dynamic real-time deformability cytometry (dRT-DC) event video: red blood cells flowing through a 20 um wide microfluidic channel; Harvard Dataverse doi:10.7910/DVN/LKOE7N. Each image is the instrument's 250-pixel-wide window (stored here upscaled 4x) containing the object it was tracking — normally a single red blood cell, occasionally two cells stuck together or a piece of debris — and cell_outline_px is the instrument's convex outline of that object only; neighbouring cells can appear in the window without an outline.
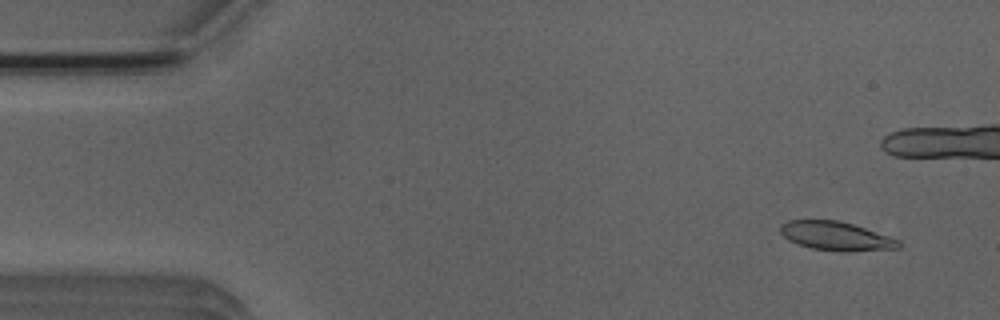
{"species": "Egyptian fruit bat (a non-hibernating species)", "species_latin": "Rousettus aegyptiacus", "temperature_condition": "room temperature", "stored_images_in_passage": 6, "camera_frame_rate_fps": 3000, "um_per_image_px": 0.085, "animal": {"sex": "male"}, "frame": {"image": 1, "passage_image": 1, "time_ms": 0.0, "image_size_px": [1000, 320], "cell_outline_px": [[904, 244], [900, 248], [848, 252], [836, 252], [812, 248], [796, 244], [788, 240], [780, 232], [780, 224], [788, 220], [840, 220], [900, 240]], "centroid_in_image_um": [71.07, 20.08], "position_along_channel_um": 13.9, "area_um2": 20.11}}